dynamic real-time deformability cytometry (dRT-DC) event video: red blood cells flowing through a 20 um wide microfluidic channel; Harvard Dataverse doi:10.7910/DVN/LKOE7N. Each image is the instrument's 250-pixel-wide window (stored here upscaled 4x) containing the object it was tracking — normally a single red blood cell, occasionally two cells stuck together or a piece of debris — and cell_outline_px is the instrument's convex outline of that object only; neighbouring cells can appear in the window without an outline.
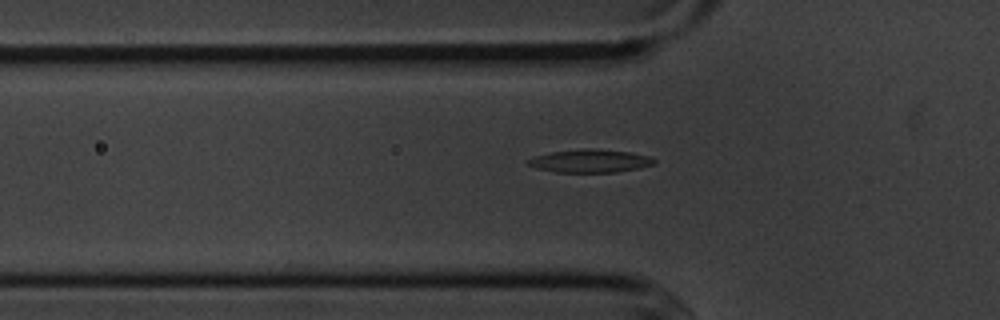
{"species": "common noctule bat (a hibernating species)", "species_latin": "Nyctalus noctula", "temperature_condition": "cold", "stored_images_in_passage": 4, "camera_frame_rate_fps": 3000, "um_per_image_px": 0.085, "animal": {"sex": "male", "body_mass_g": 20.1, "forearm_length_mm": 53.5}, "frame": {"image": 1, "passage_image": 4, "time_ms": 4.333, "image_size_px": [1000, 320], "cell_outline_px": [[656, 164], [640, 168], [616, 172], [556, 172], [536, 168], [528, 164], [524, 160], [536, 156], [552, 152], [580, 148], [592, 148], [632, 152], [648, 156], [656, 160]], "centroid_in_image_um": [50.18, 13.67], "position_along_channel_um": 75.6, "area_um2": 17.11}}